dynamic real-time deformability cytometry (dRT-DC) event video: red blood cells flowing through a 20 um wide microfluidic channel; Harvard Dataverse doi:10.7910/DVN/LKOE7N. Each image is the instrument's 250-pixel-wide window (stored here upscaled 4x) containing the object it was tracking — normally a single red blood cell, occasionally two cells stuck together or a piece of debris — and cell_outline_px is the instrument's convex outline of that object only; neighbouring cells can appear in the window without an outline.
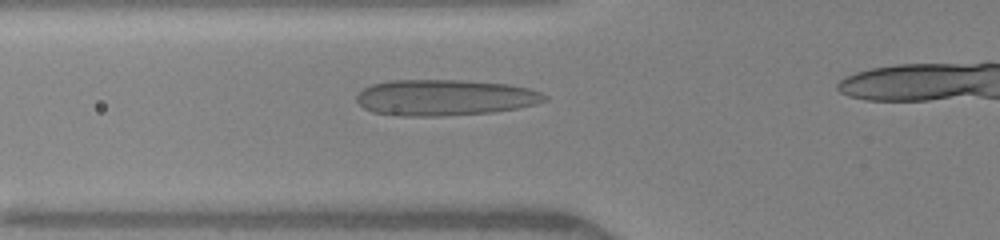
{"species": "human", "species_latin": "Homo sapiens", "temperature_condition": "warm", "stored_images_in_passage": 31, "camera_frame_rate_fps": 3000, "um_per_image_px": 0.085, "donor": {"sex": "female"}, "frame": {"image": 1, "passage_image": 6, "time_ms": 1.667, "image_size_px": [1000, 240], "cell_outline_px": [[548, 100], [536, 104], [516, 108], [492, 112], [440, 116], [400, 116], [372, 112], [364, 108], [356, 100], [356, 96], [364, 88], [372, 84], [388, 80], [460, 80], [508, 84], [528, 88], [540, 92], [548, 96]], "centroid_in_image_um": [37.8, 8.29], "position_along_channel_um": 88.0, "area_um2": 39.54}}
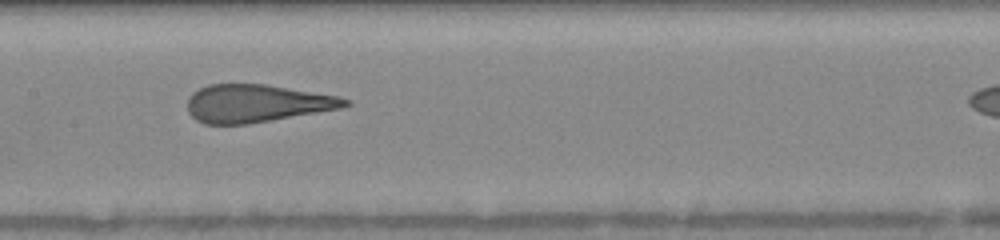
{"frame": {"image": 2, "passage_image": 13, "time_ms": 4.0, "image_size_px": [1000, 240], "cell_outline_px": [[352, 104], [340, 108], [248, 124], [204, 124], [196, 120], [188, 112], [188, 96], [192, 92], [208, 84], [264, 84], [340, 96], [348, 100]], "centroid_in_image_um": [21.78, 8.78], "position_along_channel_um": 185.6, "area_um2": 34.56}}
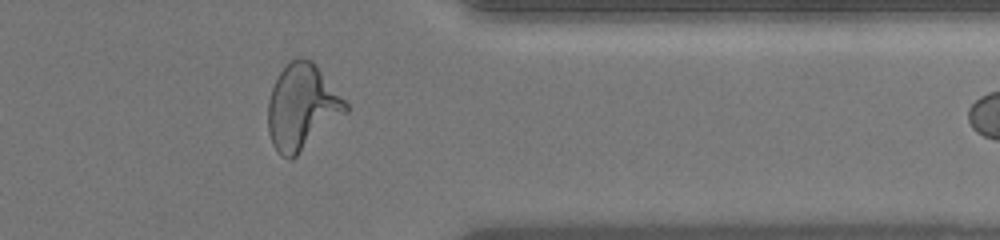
{"frame": {"image": 3, "passage_image": 28, "time_ms": 9.0, "image_size_px": [1000, 240], "cell_outline_px": [[348, 112], [292, 160], [288, 160], [280, 156], [276, 152], [272, 144], [268, 132], [268, 100], [272, 88], [280, 72], [292, 60], [300, 56], [312, 60], [316, 64], [348, 104]], "centroid_in_image_um": [25.66, 9.13], "position_along_channel_um": 385.7, "area_um2": 38.84}}